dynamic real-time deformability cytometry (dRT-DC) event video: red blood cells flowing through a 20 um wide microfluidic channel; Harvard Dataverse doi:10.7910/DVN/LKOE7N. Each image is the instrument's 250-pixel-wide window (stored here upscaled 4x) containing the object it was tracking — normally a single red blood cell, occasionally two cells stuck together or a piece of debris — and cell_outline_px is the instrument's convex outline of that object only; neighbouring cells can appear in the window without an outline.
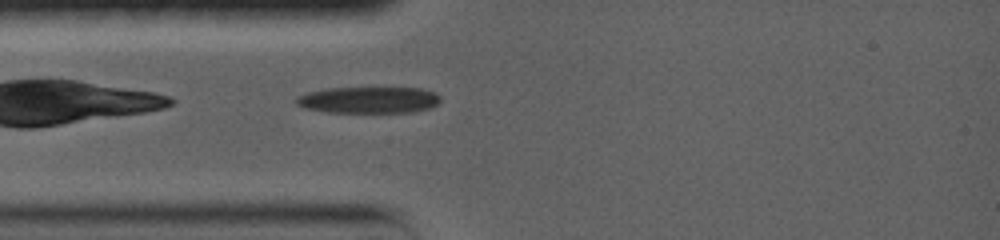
{"species": "common noctule bat (a hibernating species)", "species_latin": "Nyctalus noctula", "temperature_condition": "warm", "stored_images_in_passage": 53, "camera_frame_rate_fps": 5000, "um_per_image_px": 0.085, "animal": {"sex": "female", "body_mass_g": 19.0, "forearm_length_mm": 56.7}, "frame": {"image": 1, "passage_image": 2, "time_ms": 0.4, "image_size_px": [1000, 240], "cell_outline_px": [[440, 100], [436, 104], [428, 108], [412, 112], [324, 112], [304, 108], [296, 104], [296, 96], [308, 92], [324, 88], [372, 84], [420, 88], [436, 92], [440, 96]], "centroid_in_image_um": [31.32, 8.42], "position_along_channel_um": 53.7, "area_um2": 23.7}}
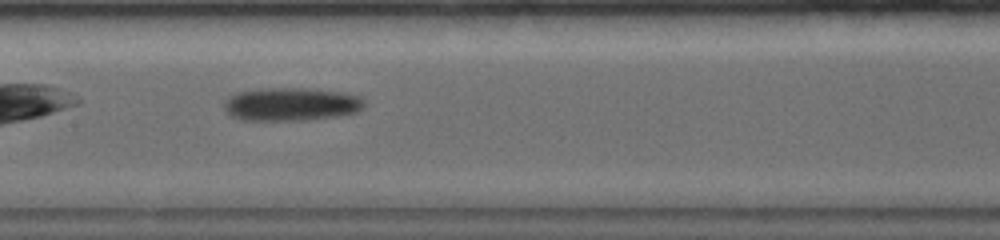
{"frame": {"image": 2, "passage_image": 19, "time_ms": 4.0, "image_size_px": [1000, 240], "cell_outline_px": [[364, 108], [356, 112], [340, 116], [304, 120], [240, 120], [232, 116], [224, 108], [224, 104], [236, 92], [260, 88], [308, 88], [344, 92], [364, 96]], "centroid_in_image_um": [24.82, 8.85], "position_along_channel_um": 182.6, "area_um2": 27.4}}
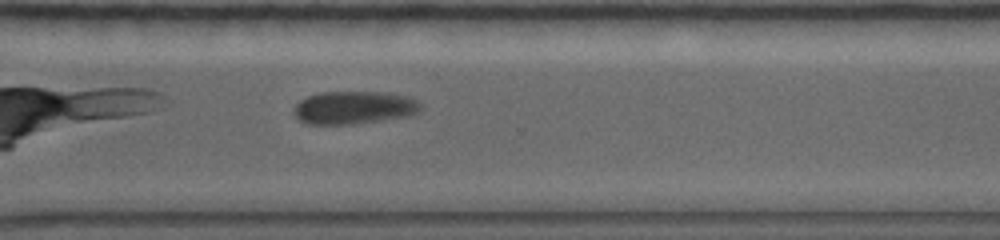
{"frame": {"image": 3, "passage_image": 45, "time_ms": 8.4, "image_size_px": [1000, 240], "cell_outline_px": [[420, 108], [412, 116], [352, 124], [308, 124], [300, 120], [296, 116], [296, 104], [300, 100], [308, 96], [320, 92], [384, 92], [408, 96], [416, 100], [420, 104]], "centroid_in_image_um": [30.12, 9.14], "position_along_channel_um": 340.5, "area_um2": 24.16}, "authors_computed_cell_mechanics": {"area_um2": 24.9118, "velocity_mm_per_s": 3.5855, "shape_relaxation_time_tau1_ms": 7.0817, "shape_relaxation_time_tau2_ms": 2.8464, "deformation_change_tau1": 0.1054, "deformation_change_tau2": 0.0467}}